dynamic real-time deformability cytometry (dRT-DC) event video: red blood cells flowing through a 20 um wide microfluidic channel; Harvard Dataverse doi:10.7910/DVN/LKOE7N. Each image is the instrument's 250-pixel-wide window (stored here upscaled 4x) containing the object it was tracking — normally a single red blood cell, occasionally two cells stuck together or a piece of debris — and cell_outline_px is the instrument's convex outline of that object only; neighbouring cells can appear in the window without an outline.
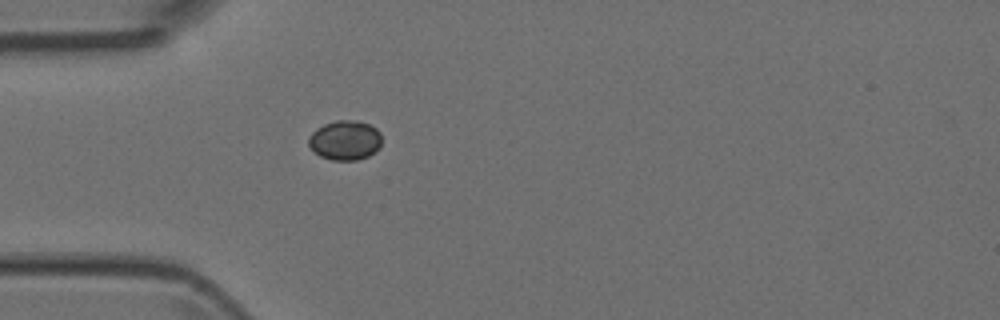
{"species": "Egyptian fruit bat (a non-hibernating species)", "species_latin": "Rousettus aegyptiacus", "temperature_condition": "room temperature", "stored_images_in_passage": 1, "camera_frame_rate_fps": 3000, "um_per_image_px": 0.085, "animal": {"sex": "female"}, "frame": {"image": 1, "passage_image": 1, "time_ms": 0.0, "image_size_px": [1000, 320], "cell_outline_px": [[380, 148], [376, 152], [368, 156], [356, 160], [332, 160], [320, 156], [308, 144], [308, 136], [316, 128], [324, 124], [336, 120], [356, 120], [368, 124], [376, 128], [380, 132]], "centroid_in_image_um": [29.33, 11.91], "position_along_channel_um": 55.7, "area_um2": 16.94}}